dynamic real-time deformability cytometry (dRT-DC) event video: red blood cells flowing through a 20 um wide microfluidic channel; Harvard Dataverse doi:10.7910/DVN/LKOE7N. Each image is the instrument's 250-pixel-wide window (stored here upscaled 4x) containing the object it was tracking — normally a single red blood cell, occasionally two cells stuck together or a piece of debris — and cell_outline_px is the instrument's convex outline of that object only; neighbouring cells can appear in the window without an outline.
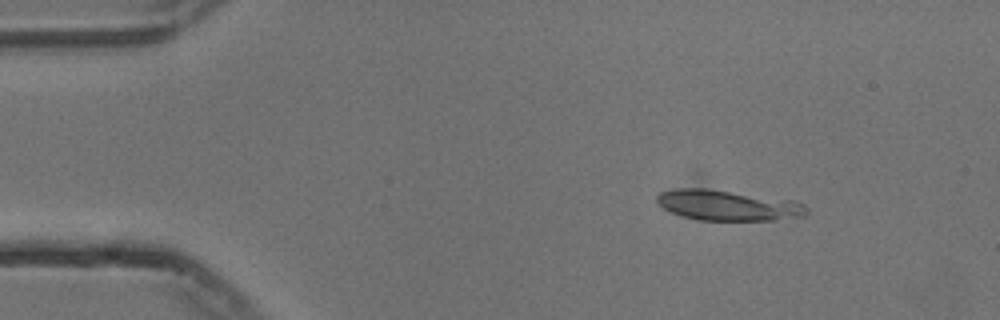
{"species": "common noctule bat (a hibernating species)", "species_latin": "Nyctalus noctula", "temperature_condition": "cold", "stored_images_in_passage": 13, "camera_frame_rate_fps": 3000, "um_per_image_px": 0.085, "animal": {"sex": "male", "body_mass_g": 13.3}, "frame": {"image": 1, "passage_image": 8, "time_ms": 2.333, "image_size_px": [1000, 320], "cell_outline_px": [[808, 212], [804, 216], [776, 220], [700, 220], [684, 216], [672, 212], [664, 208], [656, 200], [656, 196], [660, 192], [680, 188], [704, 188], [792, 200], [804, 204], [808, 208]], "centroid_in_image_um": [61.9, 17.45], "position_along_channel_um": 23.1, "area_um2": 26.3}}